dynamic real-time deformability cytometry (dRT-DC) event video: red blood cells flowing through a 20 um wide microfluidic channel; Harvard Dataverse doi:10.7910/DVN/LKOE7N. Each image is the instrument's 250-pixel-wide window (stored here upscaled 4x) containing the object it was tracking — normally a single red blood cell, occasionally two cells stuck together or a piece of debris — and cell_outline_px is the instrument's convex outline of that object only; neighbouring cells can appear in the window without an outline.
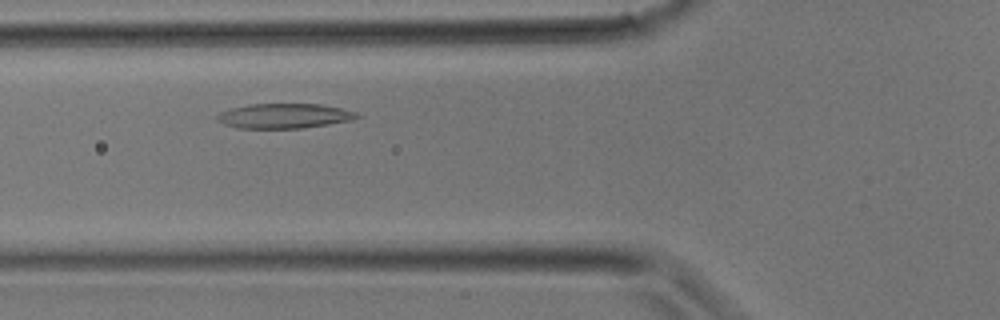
{"species": "common noctule bat (a hibernating species)", "species_latin": "Nyctalus noctula", "temperature_condition": "room temperature", "stored_images_in_passage": 10, "camera_frame_rate_fps": 3000, "um_per_image_px": 0.085, "animal": {"sex": "male", "body_mass_g": 17.9}, "frame": {"image": 1, "passage_image": 6, "time_ms": 1.667, "image_size_px": [1000, 320], "cell_outline_px": [[360, 116], [352, 120], [328, 124], [300, 128], [240, 128], [224, 124], [216, 120], [216, 116], [220, 112], [232, 108], [248, 104], [320, 104], [340, 108], [356, 112]], "centroid_in_image_um": [24.14, 9.85], "position_along_channel_um": 101.7, "area_um2": 20.06}}
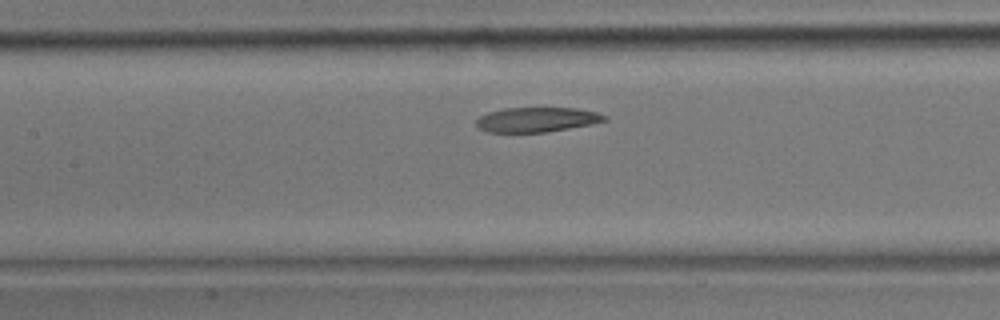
{"frame": {"image": 2, "passage_image": 9, "time_ms": 2.667, "image_size_px": [1000, 320], "cell_outline_px": [[608, 120], [592, 124], [544, 132], [488, 132], [480, 128], [476, 124], [476, 120], [480, 116], [488, 112], [504, 108], [576, 108], [596, 112], [608, 116]], "centroid_in_image_um": [45.64, 10.16], "position_along_channel_um": 161.8, "area_um2": 18.38}}